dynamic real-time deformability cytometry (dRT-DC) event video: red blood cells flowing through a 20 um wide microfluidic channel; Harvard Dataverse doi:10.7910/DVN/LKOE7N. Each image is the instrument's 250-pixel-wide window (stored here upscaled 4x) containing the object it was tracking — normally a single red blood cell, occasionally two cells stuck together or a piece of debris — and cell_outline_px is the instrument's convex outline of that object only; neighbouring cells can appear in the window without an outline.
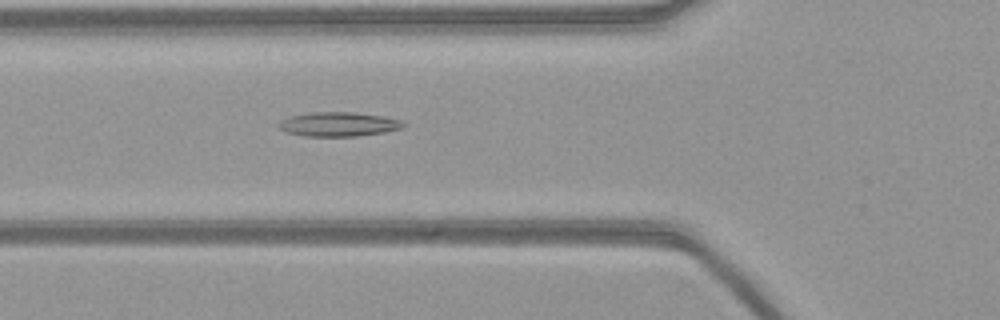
{"species": "common noctule bat (a hibernating species)", "species_latin": "Nyctalus noctula", "temperature_condition": "warm", "stored_images_in_passage": 53, "camera_frame_rate_fps": 3000, "um_per_image_px": 0.085, "animal": {"sex": "female", "body_mass_g": 21.9}, "frame": {"image": 1, "passage_image": 18, "time_ms": 5.667, "image_size_px": [1000, 320], "cell_outline_px": [[408, 124], [404, 128], [384, 132], [356, 136], [304, 136], [288, 132], [276, 128], [276, 124], [280, 120], [292, 116], [312, 112], [352, 112], [380, 116], [400, 120]], "centroid_in_image_um": [28.76, 10.56], "position_along_channel_um": 97.0, "area_um2": 17.63}}
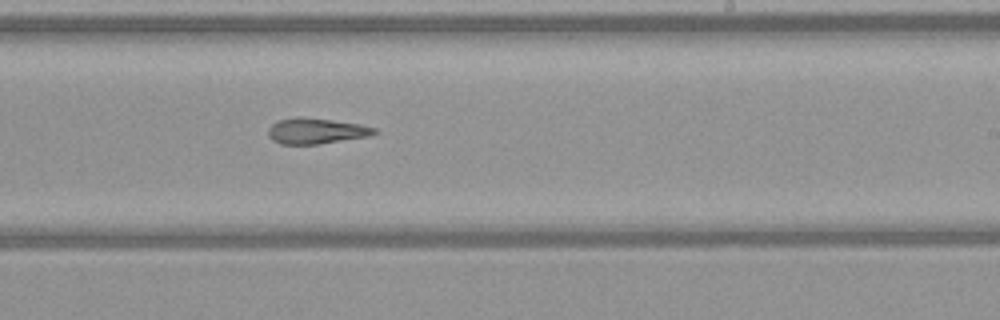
{"frame": {"image": 2, "passage_image": 31, "time_ms": 10.0, "image_size_px": [1000, 320], "cell_outline_px": [[380, 132], [368, 136], [320, 144], [280, 144], [272, 140], [268, 136], [268, 128], [272, 124], [280, 120], [296, 116], [360, 124], [376, 128]], "centroid_in_image_um": [26.86, 11.14], "position_along_channel_um": 262.1, "area_um2": 15.84}}
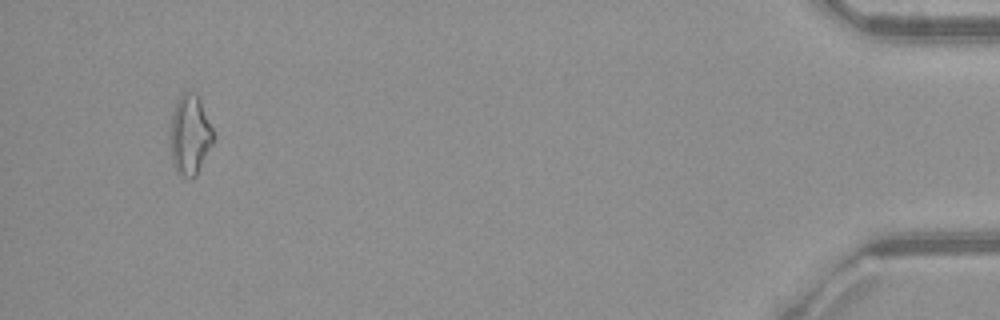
{"frame": {"image": 3, "passage_image": 50, "time_ms": 16.333, "image_size_px": [1000, 320], "cell_outline_px": [[216, 140], [196, 176], [180, 176], [176, 172], [172, 164], [168, 128], [176, 100], [184, 92], [196, 92], [200, 100], [216, 136]], "centroid_in_image_um": [16.13, 11.48], "position_along_channel_um": 419.1, "area_um2": 20.75}}